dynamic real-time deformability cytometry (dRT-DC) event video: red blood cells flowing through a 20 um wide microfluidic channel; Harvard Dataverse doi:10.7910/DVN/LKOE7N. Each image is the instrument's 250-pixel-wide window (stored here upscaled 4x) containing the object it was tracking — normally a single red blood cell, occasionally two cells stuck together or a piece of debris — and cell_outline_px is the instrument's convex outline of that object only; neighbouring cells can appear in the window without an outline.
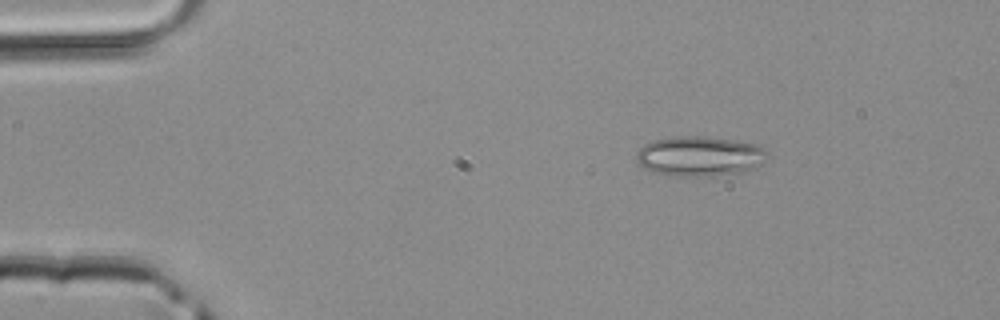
{"species": "common noctule bat (a hibernating species)", "species_latin": "Nyctalus noctula", "temperature_condition": "room temperature", "stored_images_in_passage": 4, "camera_frame_rate_fps": 3000, "um_per_image_px": 0.085, "animal": {"sex": "male", "body_mass_g": 20.4}, "frame": {"image": 1, "passage_image": 1, "time_ms": 0.0, "image_size_px": [1000, 320], "cell_outline_px": [[764, 160], [760, 164], [740, 172], [712, 176], [668, 176], [652, 172], [636, 164], [636, 152], [644, 144], [652, 140], [680, 136], [700, 136], [732, 140], [756, 144], [764, 152]], "centroid_in_image_um": [59.34, 13.29], "position_along_channel_um": 25.7, "area_um2": 30.23}}
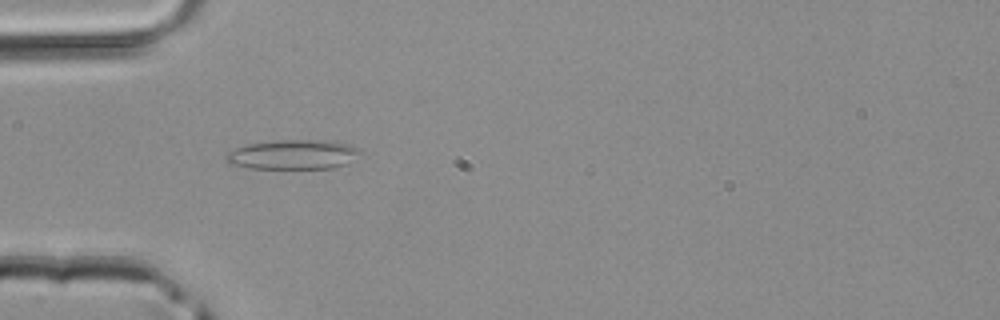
{"frame": {"image": 2, "passage_image": 3, "time_ms": 0.667, "image_size_px": [1000, 320], "cell_outline_px": [[364, 152], [348, 164], [332, 168], [248, 168], [228, 164], [224, 160], [224, 156], [228, 152], [236, 148], [248, 144], [276, 140], [332, 140], [360, 148]], "centroid_in_image_um": [24.93, 13.13], "position_along_channel_um": 60.1, "area_um2": 23.47}}
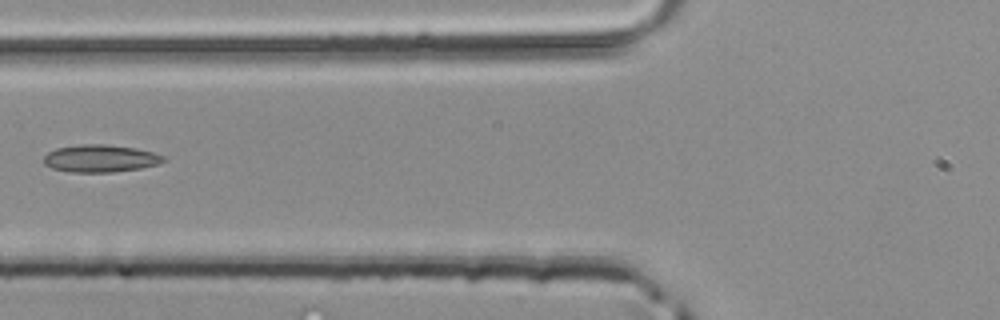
{"frame": {"image": 3, "passage_image": 4, "time_ms": 1.0, "image_size_px": [1000, 320], "cell_outline_px": [[168, 160], [156, 164], [140, 168], [112, 172], [68, 172], [52, 168], [44, 164], [44, 156], [48, 152], [56, 148], [80, 144], [104, 144], [136, 148], [152, 152], [164, 156]], "centroid_in_image_um": [8.51, 13.46], "position_along_channel_um": 117.3, "area_um2": 19.13}}